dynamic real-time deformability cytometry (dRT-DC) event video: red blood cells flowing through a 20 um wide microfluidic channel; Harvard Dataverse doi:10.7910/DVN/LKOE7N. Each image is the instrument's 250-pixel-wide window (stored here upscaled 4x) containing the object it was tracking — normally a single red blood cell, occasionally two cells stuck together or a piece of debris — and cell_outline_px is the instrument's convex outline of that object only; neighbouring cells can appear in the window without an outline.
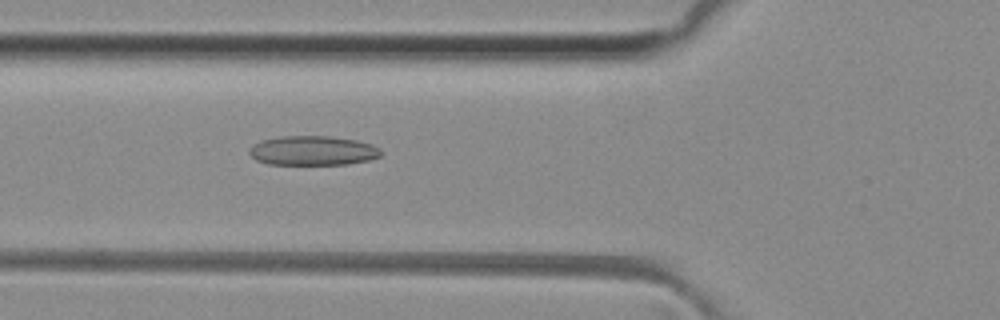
{"species": "common noctule bat (a hibernating species)", "species_latin": "Nyctalus noctula", "temperature_condition": "room temperature", "stored_images_in_passage": 50, "camera_frame_rate_fps": 3000, "um_per_image_px": 0.085, "animal": {"sex": "female", "body_mass_g": 29.2, "forearm_length_mm": 56.3}, "frame": {"image": 1, "passage_image": 18, "time_ms": 5.667, "image_size_px": [1000, 320], "cell_outline_px": [[380, 156], [368, 160], [348, 164], [268, 164], [256, 160], [248, 152], [260, 140], [280, 136], [328, 136], [356, 140], [372, 144], [380, 148]], "centroid_in_image_um": [26.6, 12.8], "position_along_channel_um": 99.2, "area_um2": 22.43}}
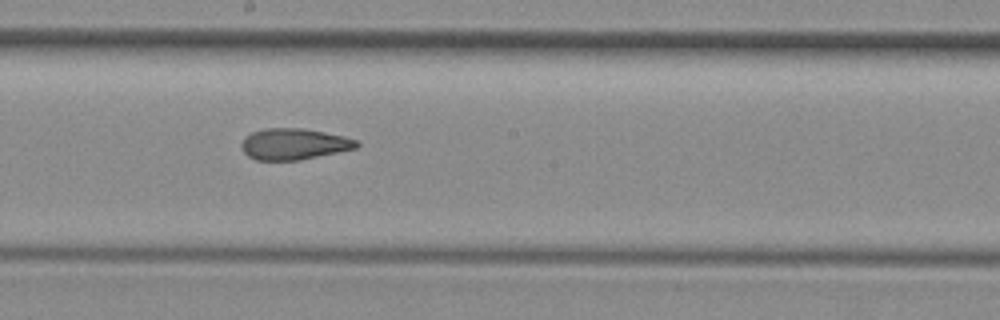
{"frame": {"image": 2, "passage_image": 27, "time_ms": 8.667, "image_size_px": [1000, 320], "cell_outline_px": [[360, 144], [356, 148], [300, 160], [256, 160], [248, 156], [244, 152], [240, 144], [252, 132], [264, 128], [304, 128], [344, 136], [356, 140]], "centroid_in_image_um": [24.99, 12.24], "position_along_channel_um": 223.2, "area_um2": 20.81}}
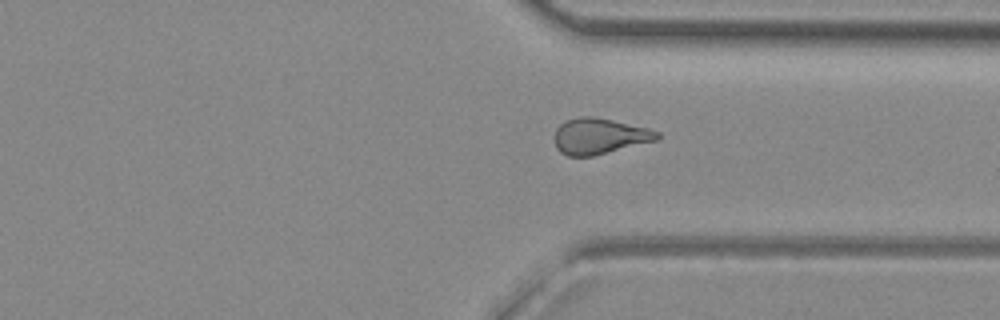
{"frame": {"image": 3, "passage_image": 37, "time_ms": 12.0, "image_size_px": [1000, 320], "cell_outline_px": [[660, 136], [656, 140], [592, 156], [568, 156], [560, 152], [556, 148], [552, 136], [556, 128], [564, 120], [576, 116], [592, 116], [612, 120], [648, 128], [660, 132]], "centroid_in_image_um": [50.88, 11.56], "position_along_channel_um": 360.5, "area_um2": 21.62}, "authors_computed_cell_mechanics": {"area_um2": 21.9929, "velocity_mm_per_s": 4.1265, "shape_relaxation_time_tau1_ms": null, "shape_relaxation_time_tau2_ms": 3.0495, "deformation_change_tau1": null, "deformation_change_tau2": 0.1205}}